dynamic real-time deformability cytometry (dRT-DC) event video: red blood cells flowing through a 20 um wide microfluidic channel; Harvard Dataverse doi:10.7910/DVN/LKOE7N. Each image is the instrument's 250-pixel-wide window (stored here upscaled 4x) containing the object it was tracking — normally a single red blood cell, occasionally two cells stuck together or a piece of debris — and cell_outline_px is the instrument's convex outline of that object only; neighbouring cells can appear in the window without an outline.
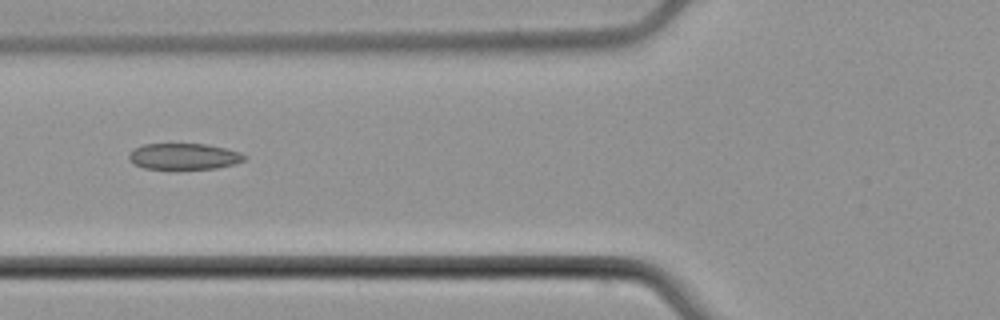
{"species": "common noctule bat (a hibernating species)", "species_latin": "Nyctalus noctula", "temperature_condition": "cold", "stored_images_in_passage": 6, "camera_frame_rate_fps": 3000, "um_per_image_px": 0.085, "animal": {"sex": "male", "body_mass_g": 21.5, "forearm_length_mm": 52.0}, "frame": {"image": 1, "passage_image": 6, "time_ms": 7.0, "image_size_px": [1000, 320], "cell_outline_px": [[248, 156], [244, 160], [236, 164], [216, 168], [144, 168], [128, 160], [128, 152], [144, 144], [208, 144], [240, 152]], "centroid_in_image_um": [15.65, 13.28], "position_along_channel_um": 110.1, "area_um2": 17.46}}